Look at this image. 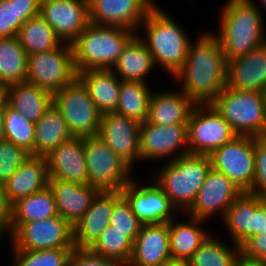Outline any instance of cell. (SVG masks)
I'll return each instance as SVG.
<instances>
[{
	"label": "cell",
	"mask_w": 266,
	"mask_h": 266,
	"mask_svg": "<svg viewBox=\"0 0 266 266\" xmlns=\"http://www.w3.org/2000/svg\"><path fill=\"white\" fill-rule=\"evenodd\" d=\"M191 41L185 64L174 75L181 90L196 104L211 103L227 85V61L214 32Z\"/></svg>",
	"instance_id": "obj_1"
},
{
	"label": "cell",
	"mask_w": 266,
	"mask_h": 266,
	"mask_svg": "<svg viewBox=\"0 0 266 266\" xmlns=\"http://www.w3.org/2000/svg\"><path fill=\"white\" fill-rule=\"evenodd\" d=\"M225 3L219 17L220 29L214 34L228 61L264 45L266 31L261 9L254 0H227Z\"/></svg>",
	"instance_id": "obj_2"
},
{
	"label": "cell",
	"mask_w": 266,
	"mask_h": 266,
	"mask_svg": "<svg viewBox=\"0 0 266 266\" xmlns=\"http://www.w3.org/2000/svg\"><path fill=\"white\" fill-rule=\"evenodd\" d=\"M144 27V28H143ZM144 35L139 39L148 47L156 67L166 70L173 78L185 64L192 39L188 32L162 8L156 5L139 25Z\"/></svg>",
	"instance_id": "obj_3"
},
{
	"label": "cell",
	"mask_w": 266,
	"mask_h": 266,
	"mask_svg": "<svg viewBox=\"0 0 266 266\" xmlns=\"http://www.w3.org/2000/svg\"><path fill=\"white\" fill-rule=\"evenodd\" d=\"M158 169V170H157ZM153 171L152 180L166 193L182 214L196 200L199 189L211 169L209 155L185 154L162 164Z\"/></svg>",
	"instance_id": "obj_4"
},
{
	"label": "cell",
	"mask_w": 266,
	"mask_h": 266,
	"mask_svg": "<svg viewBox=\"0 0 266 266\" xmlns=\"http://www.w3.org/2000/svg\"><path fill=\"white\" fill-rule=\"evenodd\" d=\"M136 31L89 24L71 43L77 72L112 69Z\"/></svg>",
	"instance_id": "obj_5"
},
{
	"label": "cell",
	"mask_w": 266,
	"mask_h": 266,
	"mask_svg": "<svg viewBox=\"0 0 266 266\" xmlns=\"http://www.w3.org/2000/svg\"><path fill=\"white\" fill-rule=\"evenodd\" d=\"M210 104L238 136L266 137L264 93L225 87Z\"/></svg>",
	"instance_id": "obj_6"
},
{
	"label": "cell",
	"mask_w": 266,
	"mask_h": 266,
	"mask_svg": "<svg viewBox=\"0 0 266 266\" xmlns=\"http://www.w3.org/2000/svg\"><path fill=\"white\" fill-rule=\"evenodd\" d=\"M88 184L101 191H121L133 179L132 168L98 135L84 138Z\"/></svg>",
	"instance_id": "obj_7"
},
{
	"label": "cell",
	"mask_w": 266,
	"mask_h": 266,
	"mask_svg": "<svg viewBox=\"0 0 266 266\" xmlns=\"http://www.w3.org/2000/svg\"><path fill=\"white\" fill-rule=\"evenodd\" d=\"M77 78L72 45L63 42L53 50L27 57L26 81L52 95Z\"/></svg>",
	"instance_id": "obj_8"
},
{
	"label": "cell",
	"mask_w": 266,
	"mask_h": 266,
	"mask_svg": "<svg viewBox=\"0 0 266 266\" xmlns=\"http://www.w3.org/2000/svg\"><path fill=\"white\" fill-rule=\"evenodd\" d=\"M53 103L62 113L73 137L98 135L102 114L78 78L54 93Z\"/></svg>",
	"instance_id": "obj_9"
},
{
	"label": "cell",
	"mask_w": 266,
	"mask_h": 266,
	"mask_svg": "<svg viewBox=\"0 0 266 266\" xmlns=\"http://www.w3.org/2000/svg\"><path fill=\"white\" fill-rule=\"evenodd\" d=\"M9 238L12 250L75 248L73 226L59 215L44 220L12 224Z\"/></svg>",
	"instance_id": "obj_10"
},
{
	"label": "cell",
	"mask_w": 266,
	"mask_h": 266,
	"mask_svg": "<svg viewBox=\"0 0 266 266\" xmlns=\"http://www.w3.org/2000/svg\"><path fill=\"white\" fill-rule=\"evenodd\" d=\"M187 127L191 154L210 155L237 136L228 122L210 103L195 105Z\"/></svg>",
	"instance_id": "obj_11"
},
{
	"label": "cell",
	"mask_w": 266,
	"mask_h": 266,
	"mask_svg": "<svg viewBox=\"0 0 266 266\" xmlns=\"http://www.w3.org/2000/svg\"><path fill=\"white\" fill-rule=\"evenodd\" d=\"M255 137L236 136L210 155L211 167L224 174L242 192H248L255 175Z\"/></svg>",
	"instance_id": "obj_12"
},
{
	"label": "cell",
	"mask_w": 266,
	"mask_h": 266,
	"mask_svg": "<svg viewBox=\"0 0 266 266\" xmlns=\"http://www.w3.org/2000/svg\"><path fill=\"white\" fill-rule=\"evenodd\" d=\"M188 153L187 125L162 126L147 120L140 123L141 161L168 158V162Z\"/></svg>",
	"instance_id": "obj_13"
},
{
	"label": "cell",
	"mask_w": 266,
	"mask_h": 266,
	"mask_svg": "<svg viewBox=\"0 0 266 266\" xmlns=\"http://www.w3.org/2000/svg\"><path fill=\"white\" fill-rule=\"evenodd\" d=\"M136 181L133 178L121 191L143 225L168 223L178 217L180 212L154 180L150 185Z\"/></svg>",
	"instance_id": "obj_14"
},
{
	"label": "cell",
	"mask_w": 266,
	"mask_h": 266,
	"mask_svg": "<svg viewBox=\"0 0 266 266\" xmlns=\"http://www.w3.org/2000/svg\"><path fill=\"white\" fill-rule=\"evenodd\" d=\"M153 0H88L89 22L139 31V25L156 6Z\"/></svg>",
	"instance_id": "obj_15"
},
{
	"label": "cell",
	"mask_w": 266,
	"mask_h": 266,
	"mask_svg": "<svg viewBox=\"0 0 266 266\" xmlns=\"http://www.w3.org/2000/svg\"><path fill=\"white\" fill-rule=\"evenodd\" d=\"M241 193L230 179L211 167L195 202L186 214L205 221H210L208 219L215 214L222 221L228 207Z\"/></svg>",
	"instance_id": "obj_16"
},
{
	"label": "cell",
	"mask_w": 266,
	"mask_h": 266,
	"mask_svg": "<svg viewBox=\"0 0 266 266\" xmlns=\"http://www.w3.org/2000/svg\"><path fill=\"white\" fill-rule=\"evenodd\" d=\"M39 14L69 44L90 24L88 0H41Z\"/></svg>",
	"instance_id": "obj_17"
},
{
	"label": "cell",
	"mask_w": 266,
	"mask_h": 266,
	"mask_svg": "<svg viewBox=\"0 0 266 266\" xmlns=\"http://www.w3.org/2000/svg\"><path fill=\"white\" fill-rule=\"evenodd\" d=\"M98 136L132 169L141 161L139 122L115 112L102 114Z\"/></svg>",
	"instance_id": "obj_18"
},
{
	"label": "cell",
	"mask_w": 266,
	"mask_h": 266,
	"mask_svg": "<svg viewBox=\"0 0 266 266\" xmlns=\"http://www.w3.org/2000/svg\"><path fill=\"white\" fill-rule=\"evenodd\" d=\"M49 179L88 184L84 138L72 137L46 156Z\"/></svg>",
	"instance_id": "obj_19"
},
{
	"label": "cell",
	"mask_w": 266,
	"mask_h": 266,
	"mask_svg": "<svg viewBox=\"0 0 266 266\" xmlns=\"http://www.w3.org/2000/svg\"><path fill=\"white\" fill-rule=\"evenodd\" d=\"M123 196L122 191H100L91 207L73 226L75 248L89 249L108 227L114 204Z\"/></svg>",
	"instance_id": "obj_20"
},
{
	"label": "cell",
	"mask_w": 266,
	"mask_h": 266,
	"mask_svg": "<svg viewBox=\"0 0 266 266\" xmlns=\"http://www.w3.org/2000/svg\"><path fill=\"white\" fill-rule=\"evenodd\" d=\"M226 87L238 90H266V43L247 54L227 61Z\"/></svg>",
	"instance_id": "obj_21"
},
{
	"label": "cell",
	"mask_w": 266,
	"mask_h": 266,
	"mask_svg": "<svg viewBox=\"0 0 266 266\" xmlns=\"http://www.w3.org/2000/svg\"><path fill=\"white\" fill-rule=\"evenodd\" d=\"M170 258L169 222L142 225L126 266H159Z\"/></svg>",
	"instance_id": "obj_22"
},
{
	"label": "cell",
	"mask_w": 266,
	"mask_h": 266,
	"mask_svg": "<svg viewBox=\"0 0 266 266\" xmlns=\"http://www.w3.org/2000/svg\"><path fill=\"white\" fill-rule=\"evenodd\" d=\"M58 215L74 226L89 210L96 195L101 191L89 184L49 179Z\"/></svg>",
	"instance_id": "obj_23"
},
{
	"label": "cell",
	"mask_w": 266,
	"mask_h": 266,
	"mask_svg": "<svg viewBox=\"0 0 266 266\" xmlns=\"http://www.w3.org/2000/svg\"><path fill=\"white\" fill-rule=\"evenodd\" d=\"M195 105L182 90L153 91L149 100L147 121L162 126L187 125Z\"/></svg>",
	"instance_id": "obj_24"
},
{
	"label": "cell",
	"mask_w": 266,
	"mask_h": 266,
	"mask_svg": "<svg viewBox=\"0 0 266 266\" xmlns=\"http://www.w3.org/2000/svg\"><path fill=\"white\" fill-rule=\"evenodd\" d=\"M2 96L28 121L36 123L53 103V95L28 81L9 85Z\"/></svg>",
	"instance_id": "obj_25"
},
{
	"label": "cell",
	"mask_w": 266,
	"mask_h": 266,
	"mask_svg": "<svg viewBox=\"0 0 266 266\" xmlns=\"http://www.w3.org/2000/svg\"><path fill=\"white\" fill-rule=\"evenodd\" d=\"M49 177L45 157L30 156L4 184L5 192L12 203L43 190Z\"/></svg>",
	"instance_id": "obj_26"
},
{
	"label": "cell",
	"mask_w": 266,
	"mask_h": 266,
	"mask_svg": "<svg viewBox=\"0 0 266 266\" xmlns=\"http://www.w3.org/2000/svg\"><path fill=\"white\" fill-rule=\"evenodd\" d=\"M264 200L258 195L242 192L228 207L222 223L230 234L232 245L235 243L241 248L253 237V215Z\"/></svg>",
	"instance_id": "obj_27"
},
{
	"label": "cell",
	"mask_w": 266,
	"mask_h": 266,
	"mask_svg": "<svg viewBox=\"0 0 266 266\" xmlns=\"http://www.w3.org/2000/svg\"><path fill=\"white\" fill-rule=\"evenodd\" d=\"M77 78L87 88L101 114L115 112L122 81L111 69L80 71Z\"/></svg>",
	"instance_id": "obj_28"
},
{
	"label": "cell",
	"mask_w": 266,
	"mask_h": 266,
	"mask_svg": "<svg viewBox=\"0 0 266 266\" xmlns=\"http://www.w3.org/2000/svg\"><path fill=\"white\" fill-rule=\"evenodd\" d=\"M156 69L148 47L136 35L123 49L117 63L111 69L121 81L148 83L150 72Z\"/></svg>",
	"instance_id": "obj_29"
},
{
	"label": "cell",
	"mask_w": 266,
	"mask_h": 266,
	"mask_svg": "<svg viewBox=\"0 0 266 266\" xmlns=\"http://www.w3.org/2000/svg\"><path fill=\"white\" fill-rule=\"evenodd\" d=\"M186 216V222H179L177 218L169 222V235L171 258L187 261L210 235V231L203 227L207 221Z\"/></svg>",
	"instance_id": "obj_30"
},
{
	"label": "cell",
	"mask_w": 266,
	"mask_h": 266,
	"mask_svg": "<svg viewBox=\"0 0 266 266\" xmlns=\"http://www.w3.org/2000/svg\"><path fill=\"white\" fill-rule=\"evenodd\" d=\"M72 137L62 113L52 103L35 123L34 156L45 157L51 150Z\"/></svg>",
	"instance_id": "obj_31"
},
{
	"label": "cell",
	"mask_w": 266,
	"mask_h": 266,
	"mask_svg": "<svg viewBox=\"0 0 266 266\" xmlns=\"http://www.w3.org/2000/svg\"><path fill=\"white\" fill-rule=\"evenodd\" d=\"M27 52L17 36L0 38V94L9 85L26 81Z\"/></svg>",
	"instance_id": "obj_32"
},
{
	"label": "cell",
	"mask_w": 266,
	"mask_h": 266,
	"mask_svg": "<svg viewBox=\"0 0 266 266\" xmlns=\"http://www.w3.org/2000/svg\"><path fill=\"white\" fill-rule=\"evenodd\" d=\"M53 191L49 187L18 199L13 203L12 224H23L57 216Z\"/></svg>",
	"instance_id": "obj_33"
},
{
	"label": "cell",
	"mask_w": 266,
	"mask_h": 266,
	"mask_svg": "<svg viewBox=\"0 0 266 266\" xmlns=\"http://www.w3.org/2000/svg\"><path fill=\"white\" fill-rule=\"evenodd\" d=\"M149 87V83L122 81L115 113L139 123L145 122L148 117L149 100L153 93Z\"/></svg>",
	"instance_id": "obj_34"
},
{
	"label": "cell",
	"mask_w": 266,
	"mask_h": 266,
	"mask_svg": "<svg viewBox=\"0 0 266 266\" xmlns=\"http://www.w3.org/2000/svg\"><path fill=\"white\" fill-rule=\"evenodd\" d=\"M17 37L27 55L53 50L63 43L40 14L26 21Z\"/></svg>",
	"instance_id": "obj_35"
},
{
	"label": "cell",
	"mask_w": 266,
	"mask_h": 266,
	"mask_svg": "<svg viewBox=\"0 0 266 266\" xmlns=\"http://www.w3.org/2000/svg\"><path fill=\"white\" fill-rule=\"evenodd\" d=\"M240 247L216 238L212 233L187 260L189 266H235Z\"/></svg>",
	"instance_id": "obj_36"
},
{
	"label": "cell",
	"mask_w": 266,
	"mask_h": 266,
	"mask_svg": "<svg viewBox=\"0 0 266 266\" xmlns=\"http://www.w3.org/2000/svg\"><path fill=\"white\" fill-rule=\"evenodd\" d=\"M133 242L126 232H120L108 225L89 250L94 254L115 259L126 266L131 257Z\"/></svg>",
	"instance_id": "obj_37"
},
{
	"label": "cell",
	"mask_w": 266,
	"mask_h": 266,
	"mask_svg": "<svg viewBox=\"0 0 266 266\" xmlns=\"http://www.w3.org/2000/svg\"><path fill=\"white\" fill-rule=\"evenodd\" d=\"M4 140L24 148L34 156L35 124L12 108L5 100Z\"/></svg>",
	"instance_id": "obj_38"
},
{
	"label": "cell",
	"mask_w": 266,
	"mask_h": 266,
	"mask_svg": "<svg viewBox=\"0 0 266 266\" xmlns=\"http://www.w3.org/2000/svg\"><path fill=\"white\" fill-rule=\"evenodd\" d=\"M74 248L12 250L13 266H70Z\"/></svg>",
	"instance_id": "obj_39"
},
{
	"label": "cell",
	"mask_w": 266,
	"mask_h": 266,
	"mask_svg": "<svg viewBox=\"0 0 266 266\" xmlns=\"http://www.w3.org/2000/svg\"><path fill=\"white\" fill-rule=\"evenodd\" d=\"M109 225L126 234L134 241L142 227L141 221L135 216L130 203L122 196L112 209Z\"/></svg>",
	"instance_id": "obj_40"
},
{
	"label": "cell",
	"mask_w": 266,
	"mask_h": 266,
	"mask_svg": "<svg viewBox=\"0 0 266 266\" xmlns=\"http://www.w3.org/2000/svg\"><path fill=\"white\" fill-rule=\"evenodd\" d=\"M30 156L24 148L7 140L0 141V183L5 184Z\"/></svg>",
	"instance_id": "obj_41"
},
{
	"label": "cell",
	"mask_w": 266,
	"mask_h": 266,
	"mask_svg": "<svg viewBox=\"0 0 266 266\" xmlns=\"http://www.w3.org/2000/svg\"><path fill=\"white\" fill-rule=\"evenodd\" d=\"M254 159V181L248 192L266 199V137H255Z\"/></svg>",
	"instance_id": "obj_42"
},
{
	"label": "cell",
	"mask_w": 266,
	"mask_h": 266,
	"mask_svg": "<svg viewBox=\"0 0 266 266\" xmlns=\"http://www.w3.org/2000/svg\"><path fill=\"white\" fill-rule=\"evenodd\" d=\"M22 25L14 2L0 0V38L17 36Z\"/></svg>",
	"instance_id": "obj_43"
},
{
	"label": "cell",
	"mask_w": 266,
	"mask_h": 266,
	"mask_svg": "<svg viewBox=\"0 0 266 266\" xmlns=\"http://www.w3.org/2000/svg\"><path fill=\"white\" fill-rule=\"evenodd\" d=\"M70 266H125L121 262L94 254L89 249L74 248Z\"/></svg>",
	"instance_id": "obj_44"
},
{
	"label": "cell",
	"mask_w": 266,
	"mask_h": 266,
	"mask_svg": "<svg viewBox=\"0 0 266 266\" xmlns=\"http://www.w3.org/2000/svg\"><path fill=\"white\" fill-rule=\"evenodd\" d=\"M13 219V203L8 198L4 184L0 183V230L7 236H11V227Z\"/></svg>",
	"instance_id": "obj_45"
},
{
	"label": "cell",
	"mask_w": 266,
	"mask_h": 266,
	"mask_svg": "<svg viewBox=\"0 0 266 266\" xmlns=\"http://www.w3.org/2000/svg\"><path fill=\"white\" fill-rule=\"evenodd\" d=\"M240 251L248 257L266 262V235L259 234L251 237Z\"/></svg>",
	"instance_id": "obj_46"
},
{
	"label": "cell",
	"mask_w": 266,
	"mask_h": 266,
	"mask_svg": "<svg viewBox=\"0 0 266 266\" xmlns=\"http://www.w3.org/2000/svg\"><path fill=\"white\" fill-rule=\"evenodd\" d=\"M14 2L17 9V18L24 24L30 18L39 15L41 0H9Z\"/></svg>",
	"instance_id": "obj_47"
},
{
	"label": "cell",
	"mask_w": 266,
	"mask_h": 266,
	"mask_svg": "<svg viewBox=\"0 0 266 266\" xmlns=\"http://www.w3.org/2000/svg\"><path fill=\"white\" fill-rule=\"evenodd\" d=\"M266 217V199L256 208L253 215V237L263 233Z\"/></svg>",
	"instance_id": "obj_48"
},
{
	"label": "cell",
	"mask_w": 266,
	"mask_h": 266,
	"mask_svg": "<svg viewBox=\"0 0 266 266\" xmlns=\"http://www.w3.org/2000/svg\"><path fill=\"white\" fill-rule=\"evenodd\" d=\"M235 266H266V262L248 257L240 251L236 257Z\"/></svg>",
	"instance_id": "obj_49"
},
{
	"label": "cell",
	"mask_w": 266,
	"mask_h": 266,
	"mask_svg": "<svg viewBox=\"0 0 266 266\" xmlns=\"http://www.w3.org/2000/svg\"><path fill=\"white\" fill-rule=\"evenodd\" d=\"M4 115H5V99L3 96L0 97V141L4 140Z\"/></svg>",
	"instance_id": "obj_50"
},
{
	"label": "cell",
	"mask_w": 266,
	"mask_h": 266,
	"mask_svg": "<svg viewBox=\"0 0 266 266\" xmlns=\"http://www.w3.org/2000/svg\"><path fill=\"white\" fill-rule=\"evenodd\" d=\"M159 266H189L186 260L170 258L162 262Z\"/></svg>",
	"instance_id": "obj_51"
},
{
	"label": "cell",
	"mask_w": 266,
	"mask_h": 266,
	"mask_svg": "<svg viewBox=\"0 0 266 266\" xmlns=\"http://www.w3.org/2000/svg\"><path fill=\"white\" fill-rule=\"evenodd\" d=\"M7 235L4 231L0 230V241L2 240V238H4V236Z\"/></svg>",
	"instance_id": "obj_52"
},
{
	"label": "cell",
	"mask_w": 266,
	"mask_h": 266,
	"mask_svg": "<svg viewBox=\"0 0 266 266\" xmlns=\"http://www.w3.org/2000/svg\"><path fill=\"white\" fill-rule=\"evenodd\" d=\"M260 3H262L261 5L266 9V0H260Z\"/></svg>",
	"instance_id": "obj_53"
},
{
	"label": "cell",
	"mask_w": 266,
	"mask_h": 266,
	"mask_svg": "<svg viewBox=\"0 0 266 266\" xmlns=\"http://www.w3.org/2000/svg\"><path fill=\"white\" fill-rule=\"evenodd\" d=\"M262 234L266 235V217H265V228L263 229V233Z\"/></svg>",
	"instance_id": "obj_54"
},
{
	"label": "cell",
	"mask_w": 266,
	"mask_h": 266,
	"mask_svg": "<svg viewBox=\"0 0 266 266\" xmlns=\"http://www.w3.org/2000/svg\"><path fill=\"white\" fill-rule=\"evenodd\" d=\"M265 105H266V90L264 91Z\"/></svg>",
	"instance_id": "obj_55"
}]
</instances>
